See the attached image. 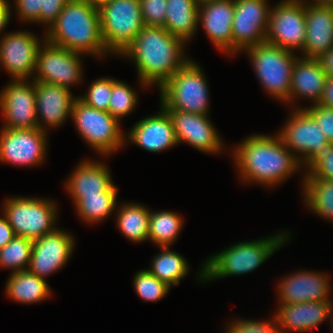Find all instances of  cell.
<instances>
[{
	"instance_id": "6da1fadb",
	"label": "cell",
	"mask_w": 333,
	"mask_h": 333,
	"mask_svg": "<svg viewBox=\"0 0 333 333\" xmlns=\"http://www.w3.org/2000/svg\"><path fill=\"white\" fill-rule=\"evenodd\" d=\"M184 43L164 27L144 25L119 55L135 61L144 88L154 83L161 87L189 61L184 57Z\"/></svg>"
},
{
	"instance_id": "7a4b0ae2",
	"label": "cell",
	"mask_w": 333,
	"mask_h": 333,
	"mask_svg": "<svg viewBox=\"0 0 333 333\" xmlns=\"http://www.w3.org/2000/svg\"><path fill=\"white\" fill-rule=\"evenodd\" d=\"M233 152L242 180L269 187L280 184L303 166L278 135H252Z\"/></svg>"
},
{
	"instance_id": "3957f363",
	"label": "cell",
	"mask_w": 333,
	"mask_h": 333,
	"mask_svg": "<svg viewBox=\"0 0 333 333\" xmlns=\"http://www.w3.org/2000/svg\"><path fill=\"white\" fill-rule=\"evenodd\" d=\"M46 33V41L73 52L97 57L108 52L101 34L98 6L85 0H70Z\"/></svg>"
},
{
	"instance_id": "277c9868",
	"label": "cell",
	"mask_w": 333,
	"mask_h": 333,
	"mask_svg": "<svg viewBox=\"0 0 333 333\" xmlns=\"http://www.w3.org/2000/svg\"><path fill=\"white\" fill-rule=\"evenodd\" d=\"M289 235H278L241 242L214 254L202 266L199 279L202 281L223 278L226 276L242 275L257 269L266 261L284 242L288 241ZM287 239V240H286Z\"/></svg>"
},
{
	"instance_id": "5b68a950",
	"label": "cell",
	"mask_w": 333,
	"mask_h": 333,
	"mask_svg": "<svg viewBox=\"0 0 333 333\" xmlns=\"http://www.w3.org/2000/svg\"><path fill=\"white\" fill-rule=\"evenodd\" d=\"M202 69L191 59L161 87V106L165 110L207 115L208 86Z\"/></svg>"
},
{
	"instance_id": "8992f818",
	"label": "cell",
	"mask_w": 333,
	"mask_h": 333,
	"mask_svg": "<svg viewBox=\"0 0 333 333\" xmlns=\"http://www.w3.org/2000/svg\"><path fill=\"white\" fill-rule=\"evenodd\" d=\"M98 9L104 44L119 55L144 27L140 0H106Z\"/></svg>"
},
{
	"instance_id": "52a82bcc",
	"label": "cell",
	"mask_w": 333,
	"mask_h": 333,
	"mask_svg": "<svg viewBox=\"0 0 333 333\" xmlns=\"http://www.w3.org/2000/svg\"><path fill=\"white\" fill-rule=\"evenodd\" d=\"M244 51L249 54L257 77L267 92L289 102L292 69L298 58L294 52L266 41Z\"/></svg>"
},
{
	"instance_id": "ba28073f",
	"label": "cell",
	"mask_w": 333,
	"mask_h": 333,
	"mask_svg": "<svg viewBox=\"0 0 333 333\" xmlns=\"http://www.w3.org/2000/svg\"><path fill=\"white\" fill-rule=\"evenodd\" d=\"M3 205V215L16 236L34 241L57 229V205L52 200L11 197Z\"/></svg>"
},
{
	"instance_id": "9c48e42d",
	"label": "cell",
	"mask_w": 333,
	"mask_h": 333,
	"mask_svg": "<svg viewBox=\"0 0 333 333\" xmlns=\"http://www.w3.org/2000/svg\"><path fill=\"white\" fill-rule=\"evenodd\" d=\"M77 130L98 154L109 155L125 143L119 121L109 112L88 106L76 97L71 112Z\"/></svg>"
},
{
	"instance_id": "30bf717a",
	"label": "cell",
	"mask_w": 333,
	"mask_h": 333,
	"mask_svg": "<svg viewBox=\"0 0 333 333\" xmlns=\"http://www.w3.org/2000/svg\"><path fill=\"white\" fill-rule=\"evenodd\" d=\"M305 38V1L282 0L270 9L266 42L294 52L303 50Z\"/></svg>"
},
{
	"instance_id": "8fae6325",
	"label": "cell",
	"mask_w": 333,
	"mask_h": 333,
	"mask_svg": "<svg viewBox=\"0 0 333 333\" xmlns=\"http://www.w3.org/2000/svg\"><path fill=\"white\" fill-rule=\"evenodd\" d=\"M43 49L37 51L35 82L55 84L70 89L71 84L80 82L82 63L80 53L73 52L42 40Z\"/></svg>"
},
{
	"instance_id": "7c38bea8",
	"label": "cell",
	"mask_w": 333,
	"mask_h": 333,
	"mask_svg": "<svg viewBox=\"0 0 333 333\" xmlns=\"http://www.w3.org/2000/svg\"><path fill=\"white\" fill-rule=\"evenodd\" d=\"M269 12L266 0H234L232 54L265 42Z\"/></svg>"
},
{
	"instance_id": "4fadbf2b",
	"label": "cell",
	"mask_w": 333,
	"mask_h": 333,
	"mask_svg": "<svg viewBox=\"0 0 333 333\" xmlns=\"http://www.w3.org/2000/svg\"><path fill=\"white\" fill-rule=\"evenodd\" d=\"M290 116L286 126L277 135L304 166L329 145V142L314 117L305 108H296ZM294 151L302 155L298 157Z\"/></svg>"
},
{
	"instance_id": "5bb4252c",
	"label": "cell",
	"mask_w": 333,
	"mask_h": 333,
	"mask_svg": "<svg viewBox=\"0 0 333 333\" xmlns=\"http://www.w3.org/2000/svg\"><path fill=\"white\" fill-rule=\"evenodd\" d=\"M46 131L33 129H4L0 131V161L14 165H38L45 159Z\"/></svg>"
},
{
	"instance_id": "9a60e30c",
	"label": "cell",
	"mask_w": 333,
	"mask_h": 333,
	"mask_svg": "<svg viewBox=\"0 0 333 333\" xmlns=\"http://www.w3.org/2000/svg\"><path fill=\"white\" fill-rule=\"evenodd\" d=\"M13 80L0 94V111L6 120L4 129L38 128L35 81Z\"/></svg>"
},
{
	"instance_id": "2e32d148",
	"label": "cell",
	"mask_w": 333,
	"mask_h": 333,
	"mask_svg": "<svg viewBox=\"0 0 333 333\" xmlns=\"http://www.w3.org/2000/svg\"><path fill=\"white\" fill-rule=\"evenodd\" d=\"M39 42L34 34L26 31L9 32L1 38L0 64L13 80H26L34 74Z\"/></svg>"
},
{
	"instance_id": "e0dca14e",
	"label": "cell",
	"mask_w": 333,
	"mask_h": 333,
	"mask_svg": "<svg viewBox=\"0 0 333 333\" xmlns=\"http://www.w3.org/2000/svg\"><path fill=\"white\" fill-rule=\"evenodd\" d=\"M74 243L73 236L59 229L34 240L28 270L44 279L68 262Z\"/></svg>"
},
{
	"instance_id": "ac0fdd59",
	"label": "cell",
	"mask_w": 333,
	"mask_h": 333,
	"mask_svg": "<svg viewBox=\"0 0 333 333\" xmlns=\"http://www.w3.org/2000/svg\"><path fill=\"white\" fill-rule=\"evenodd\" d=\"M171 118L178 144L189 143L203 153H217L223 143L207 115L166 110Z\"/></svg>"
},
{
	"instance_id": "d6986e66",
	"label": "cell",
	"mask_w": 333,
	"mask_h": 333,
	"mask_svg": "<svg viewBox=\"0 0 333 333\" xmlns=\"http://www.w3.org/2000/svg\"><path fill=\"white\" fill-rule=\"evenodd\" d=\"M309 2L305 1L306 38L302 52L304 58L318 59L333 46V8Z\"/></svg>"
},
{
	"instance_id": "ffe728a7",
	"label": "cell",
	"mask_w": 333,
	"mask_h": 333,
	"mask_svg": "<svg viewBox=\"0 0 333 333\" xmlns=\"http://www.w3.org/2000/svg\"><path fill=\"white\" fill-rule=\"evenodd\" d=\"M234 0H206L199 4L198 21L208 38L223 52L232 53Z\"/></svg>"
},
{
	"instance_id": "44dd1931",
	"label": "cell",
	"mask_w": 333,
	"mask_h": 333,
	"mask_svg": "<svg viewBox=\"0 0 333 333\" xmlns=\"http://www.w3.org/2000/svg\"><path fill=\"white\" fill-rule=\"evenodd\" d=\"M76 98L70 89L45 82H35V101L38 128L46 131V127H57L63 124L72 112ZM38 116H41L38 117ZM43 121H40V120ZM45 123L47 126H42ZM45 129H44V128Z\"/></svg>"
},
{
	"instance_id": "7402d4cb",
	"label": "cell",
	"mask_w": 333,
	"mask_h": 333,
	"mask_svg": "<svg viewBox=\"0 0 333 333\" xmlns=\"http://www.w3.org/2000/svg\"><path fill=\"white\" fill-rule=\"evenodd\" d=\"M328 275L315 273L312 271L295 272L290 276H285L277 291L280 304H297L310 301L330 300V284Z\"/></svg>"
},
{
	"instance_id": "603a6c76",
	"label": "cell",
	"mask_w": 333,
	"mask_h": 333,
	"mask_svg": "<svg viewBox=\"0 0 333 333\" xmlns=\"http://www.w3.org/2000/svg\"><path fill=\"white\" fill-rule=\"evenodd\" d=\"M157 114L135 123L127 135L132 143L149 152H160L178 144L168 112L161 106Z\"/></svg>"
},
{
	"instance_id": "cb8c5ba5",
	"label": "cell",
	"mask_w": 333,
	"mask_h": 333,
	"mask_svg": "<svg viewBox=\"0 0 333 333\" xmlns=\"http://www.w3.org/2000/svg\"><path fill=\"white\" fill-rule=\"evenodd\" d=\"M280 305L279 311L276 310L277 314L275 315L279 333H286L288 330L306 332L316 328L329 316L332 301H310ZM284 329L286 332H284Z\"/></svg>"
},
{
	"instance_id": "d4e9b609",
	"label": "cell",
	"mask_w": 333,
	"mask_h": 333,
	"mask_svg": "<svg viewBox=\"0 0 333 333\" xmlns=\"http://www.w3.org/2000/svg\"><path fill=\"white\" fill-rule=\"evenodd\" d=\"M74 203L82 195H99L101 192H118L113 185L109 169L102 162L85 160L74 169L66 184Z\"/></svg>"
},
{
	"instance_id": "484cf974",
	"label": "cell",
	"mask_w": 333,
	"mask_h": 333,
	"mask_svg": "<svg viewBox=\"0 0 333 333\" xmlns=\"http://www.w3.org/2000/svg\"><path fill=\"white\" fill-rule=\"evenodd\" d=\"M327 75L315 58H297L292 69L289 102L304 97L318 104L325 87Z\"/></svg>"
},
{
	"instance_id": "4316f807",
	"label": "cell",
	"mask_w": 333,
	"mask_h": 333,
	"mask_svg": "<svg viewBox=\"0 0 333 333\" xmlns=\"http://www.w3.org/2000/svg\"><path fill=\"white\" fill-rule=\"evenodd\" d=\"M199 2L196 0H167L164 28L185 42L198 29Z\"/></svg>"
},
{
	"instance_id": "83f0119b",
	"label": "cell",
	"mask_w": 333,
	"mask_h": 333,
	"mask_svg": "<svg viewBox=\"0 0 333 333\" xmlns=\"http://www.w3.org/2000/svg\"><path fill=\"white\" fill-rule=\"evenodd\" d=\"M6 283L10 299L20 303H36L50 297L51 289L45 279L29 270L12 273Z\"/></svg>"
},
{
	"instance_id": "f1b7e54d",
	"label": "cell",
	"mask_w": 333,
	"mask_h": 333,
	"mask_svg": "<svg viewBox=\"0 0 333 333\" xmlns=\"http://www.w3.org/2000/svg\"><path fill=\"white\" fill-rule=\"evenodd\" d=\"M149 221L150 211L138 203H126L118 209L117 225L131 241L148 240Z\"/></svg>"
},
{
	"instance_id": "f546056e",
	"label": "cell",
	"mask_w": 333,
	"mask_h": 333,
	"mask_svg": "<svg viewBox=\"0 0 333 333\" xmlns=\"http://www.w3.org/2000/svg\"><path fill=\"white\" fill-rule=\"evenodd\" d=\"M303 183L304 201L308 208L333 221V182L305 176Z\"/></svg>"
},
{
	"instance_id": "4dcf8cb0",
	"label": "cell",
	"mask_w": 333,
	"mask_h": 333,
	"mask_svg": "<svg viewBox=\"0 0 333 333\" xmlns=\"http://www.w3.org/2000/svg\"><path fill=\"white\" fill-rule=\"evenodd\" d=\"M162 251L152 262V267L147 269L152 275L157 277L169 287L180 283V279L188 274V264L179 253L170 251L168 246L161 247Z\"/></svg>"
},
{
	"instance_id": "1f68e13d",
	"label": "cell",
	"mask_w": 333,
	"mask_h": 333,
	"mask_svg": "<svg viewBox=\"0 0 333 333\" xmlns=\"http://www.w3.org/2000/svg\"><path fill=\"white\" fill-rule=\"evenodd\" d=\"M183 220L181 215L170 211H150L148 240L166 247L173 243L181 231Z\"/></svg>"
},
{
	"instance_id": "d6a6232c",
	"label": "cell",
	"mask_w": 333,
	"mask_h": 333,
	"mask_svg": "<svg viewBox=\"0 0 333 333\" xmlns=\"http://www.w3.org/2000/svg\"><path fill=\"white\" fill-rule=\"evenodd\" d=\"M117 194L118 192H101L99 195H82L74 205L84 221L98 223L116 209Z\"/></svg>"
},
{
	"instance_id": "836d02e7",
	"label": "cell",
	"mask_w": 333,
	"mask_h": 333,
	"mask_svg": "<svg viewBox=\"0 0 333 333\" xmlns=\"http://www.w3.org/2000/svg\"><path fill=\"white\" fill-rule=\"evenodd\" d=\"M32 246V240L15 236L7 245L0 249V266L12 268V273L28 270Z\"/></svg>"
},
{
	"instance_id": "e575fe53",
	"label": "cell",
	"mask_w": 333,
	"mask_h": 333,
	"mask_svg": "<svg viewBox=\"0 0 333 333\" xmlns=\"http://www.w3.org/2000/svg\"><path fill=\"white\" fill-rule=\"evenodd\" d=\"M137 102L136 91L134 92L128 84L117 80L112 85L108 112L120 121L122 117L132 112Z\"/></svg>"
},
{
	"instance_id": "d590c367",
	"label": "cell",
	"mask_w": 333,
	"mask_h": 333,
	"mask_svg": "<svg viewBox=\"0 0 333 333\" xmlns=\"http://www.w3.org/2000/svg\"><path fill=\"white\" fill-rule=\"evenodd\" d=\"M133 281L136 293L145 301L157 302L166 296L170 289L146 269L136 273Z\"/></svg>"
},
{
	"instance_id": "8d00e7d4",
	"label": "cell",
	"mask_w": 333,
	"mask_h": 333,
	"mask_svg": "<svg viewBox=\"0 0 333 333\" xmlns=\"http://www.w3.org/2000/svg\"><path fill=\"white\" fill-rule=\"evenodd\" d=\"M117 80L112 78H100L91 83L88 93L78 98L88 106L95 109L108 112L110 97L112 93V85Z\"/></svg>"
},
{
	"instance_id": "74e56055",
	"label": "cell",
	"mask_w": 333,
	"mask_h": 333,
	"mask_svg": "<svg viewBox=\"0 0 333 333\" xmlns=\"http://www.w3.org/2000/svg\"><path fill=\"white\" fill-rule=\"evenodd\" d=\"M308 178H318L333 182V145L329 144L317 153L307 164Z\"/></svg>"
},
{
	"instance_id": "f35d334b",
	"label": "cell",
	"mask_w": 333,
	"mask_h": 333,
	"mask_svg": "<svg viewBox=\"0 0 333 333\" xmlns=\"http://www.w3.org/2000/svg\"><path fill=\"white\" fill-rule=\"evenodd\" d=\"M144 25L164 27L167 0H140Z\"/></svg>"
},
{
	"instance_id": "ab89813d",
	"label": "cell",
	"mask_w": 333,
	"mask_h": 333,
	"mask_svg": "<svg viewBox=\"0 0 333 333\" xmlns=\"http://www.w3.org/2000/svg\"><path fill=\"white\" fill-rule=\"evenodd\" d=\"M271 321L239 319L229 324L224 333H279L276 318L274 317Z\"/></svg>"
},
{
	"instance_id": "60d3db41",
	"label": "cell",
	"mask_w": 333,
	"mask_h": 333,
	"mask_svg": "<svg viewBox=\"0 0 333 333\" xmlns=\"http://www.w3.org/2000/svg\"><path fill=\"white\" fill-rule=\"evenodd\" d=\"M305 109L314 117L329 144L333 145V108L314 104L308 108L305 107Z\"/></svg>"
},
{
	"instance_id": "b9f144b4",
	"label": "cell",
	"mask_w": 333,
	"mask_h": 333,
	"mask_svg": "<svg viewBox=\"0 0 333 333\" xmlns=\"http://www.w3.org/2000/svg\"><path fill=\"white\" fill-rule=\"evenodd\" d=\"M18 16L22 21L40 23L43 0H15Z\"/></svg>"
},
{
	"instance_id": "7bdbcfd3",
	"label": "cell",
	"mask_w": 333,
	"mask_h": 333,
	"mask_svg": "<svg viewBox=\"0 0 333 333\" xmlns=\"http://www.w3.org/2000/svg\"><path fill=\"white\" fill-rule=\"evenodd\" d=\"M70 0H43V8L40 12V22L48 24V29L56 21L57 17Z\"/></svg>"
},
{
	"instance_id": "ee69618b",
	"label": "cell",
	"mask_w": 333,
	"mask_h": 333,
	"mask_svg": "<svg viewBox=\"0 0 333 333\" xmlns=\"http://www.w3.org/2000/svg\"><path fill=\"white\" fill-rule=\"evenodd\" d=\"M15 236L7 218L5 216L0 217V249L7 245Z\"/></svg>"
},
{
	"instance_id": "f6af8a7d",
	"label": "cell",
	"mask_w": 333,
	"mask_h": 333,
	"mask_svg": "<svg viewBox=\"0 0 333 333\" xmlns=\"http://www.w3.org/2000/svg\"><path fill=\"white\" fill-rule=\"evenodd\" d=\"M321 106L333 108V78L327 77L322 97L318 103Z\"/></svg>"
},
{
	"instance_id": "bcb514c9",
	"label": "cell",
	"mask_w": 333,
	"mask_h": 333,
	"mask_svg": "<svg viewBox=\"0 0 333 333\" xmlns=\"http://www.w3.org/2000/svg\"><path fill=\"white\" fill-rule=\"evenodd\" d=\"M318 60L320 61L324 72L327 77L333 78V46L322 54Z\"/></svg>"
},
{
	"instance_id": "7dc6e473",
	"label": "cell",
	"mask_w": 333,
	"mask_h": 333,
	"mask_svg": "<svg viewBox=\"0 0 333 333\" xmlns=\"http://www.w3.org/2000/svg\"><path fill=\"white\" fill-rule=\"evenodd\" d=\"M10 11L8 0H0V31H3L8 24L11 15Z\"/></svg>"
},
{
	"instance_id": "c3c4849f",
	"label": "cell",
	"mask_w": 333,
	"mask_h": 333,
	"mask_svg": "<svg viewBox=\"0 0 333 333\" xmlns=\"http://www.w3.org/2000/svg\"><path fill=\"white\" fill-rule=\"evenodd\" d=\"M88 3L94 4L96 6H99L100 4H102L103 2H105L106 0H85Z\"/></svg>"
},
{
	"instance_id": "681fc988",
	"label": "cell",
	"mask_w": 333,
	"mask_h": 333,
	"mask_svg": "<svg viewBox=\"0 0 333 333\" xmlns=\"http://www.w3.org/2000/svg\"><path fill=\"white\" fill-rule=\"evenodd\" d=\"M321 3L333 8V0H322Z\"/></svg>"
},
{
	"instance_id": "f907efd6",
	"label": "cell",
	"mask_w": 333,
	"mask_h": 333,
	"mask_svg": "<svg viewBox=\"0 0 333 333\" xmlns=\"http://www.w3.org/2000/svg\"><path fill=\"white\" fill-rule=\"evenodd\" d=\"M331 312H332V314H331ZM329 315H332V316H330L329 318H331V320L333 321V305H332L331 308H330ZM331 323H332V325H333V322H331Z\"/></svg>"
},
{
	"instance_id": "816d5d0a",
	"label": "cell",
	"mask_w": 333,
	"mask_h": 333,
	"mask_svg": "<svg viewBox=\"0 0 333 333\" xmlns=\"http://www.w3.org/2000/svg\"><path fill=\"white\" fill-rule=\"evenodd\" d=\"M322 0H312V2H321Z\"/></svg>"
},
{
	"instance_id": "f5cc1de1",
	"label": "cell",
	"mask_w": 333,
	"mask_h": 333,
	"mask_svg": "<svg viewBox=\"0 0 333 333\" xmlns=\"http://www.w3.org/2000/svg\"><path fill=\"white\" fill-rule=\"evenodd\" d=\"M196 1L200 3V2H202V1H206V0H196Z\"/></svg>"
}]
</instances>
